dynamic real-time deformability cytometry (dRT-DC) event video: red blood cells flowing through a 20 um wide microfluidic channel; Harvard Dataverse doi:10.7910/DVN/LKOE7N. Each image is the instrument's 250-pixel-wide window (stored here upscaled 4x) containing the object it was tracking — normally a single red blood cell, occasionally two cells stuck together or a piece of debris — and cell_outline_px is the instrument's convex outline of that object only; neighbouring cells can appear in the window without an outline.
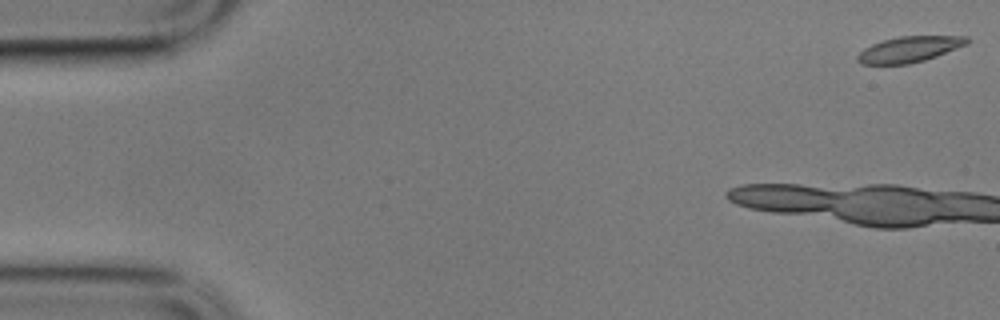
{"species": "common noctule bat (a hibernating species)", "species_latin": "Nyctalus noctula", "temperature_condition": "cold", "stored_images_in_passage": 10, "camera_frame_rate_fps": 3000, "um_per_image_px": 0.085, "animal": {"sex": "male", "body_mass_g": 17.9}, "frame": {"image": 1, "passage_image": 1, "time_ms": 0.0, "image_size_px": [1000, 320], "cell_outline_px": [[972, 40], [968, 44], [936, 56], [924, 60], [908, 64], [860, 64], [856, 60], [856, 56], [864, 48], [872, 44], [884, 40], [900, 36], [968, 36]], "centroid_in_image_um": [77.31, 4.18], "position_along_channel_um": 7.7, "area_um2": 16.47}}